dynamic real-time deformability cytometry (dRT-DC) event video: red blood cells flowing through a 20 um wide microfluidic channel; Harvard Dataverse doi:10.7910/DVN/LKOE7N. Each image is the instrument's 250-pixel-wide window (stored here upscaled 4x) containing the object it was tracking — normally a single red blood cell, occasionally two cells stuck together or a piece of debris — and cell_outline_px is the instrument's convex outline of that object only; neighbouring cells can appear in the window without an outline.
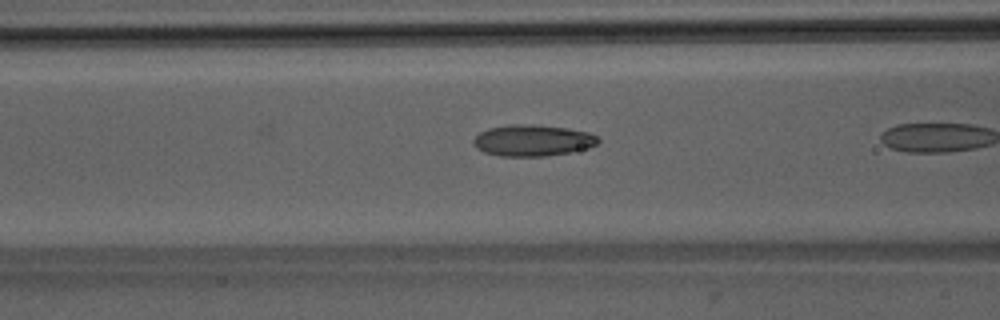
{"species": "Egyptian fruit bat (a non-hibernating species)", "species_latin": "Rousettus aegyptiacus", "temperature_condition": "room temperature", "stored_images_in_passage": 7, "camera_frame_rate_fps": 3000, "um_per_image_px": 0.085, "animal": {"sex": "male"}, "frame": {"image": 1, "passage_image": 3, "time_ms": 0.667, "image_size_px": [1000, 320], "cell_outline_px": [[600, 140], [596, 144], [588, 148], [568, 152], [544, 156], [500, 156], [484, 152], [476, 148], [472, 144], [472, 140], [480, 132], [488, 128], [508, 124], [524, 124], [568, 128], [588, 132], [596, 136]], "centroid_in_image_um": [45.23, 11.93], "position_along_channel_um": 121.4, "area_um2": 22.72}}